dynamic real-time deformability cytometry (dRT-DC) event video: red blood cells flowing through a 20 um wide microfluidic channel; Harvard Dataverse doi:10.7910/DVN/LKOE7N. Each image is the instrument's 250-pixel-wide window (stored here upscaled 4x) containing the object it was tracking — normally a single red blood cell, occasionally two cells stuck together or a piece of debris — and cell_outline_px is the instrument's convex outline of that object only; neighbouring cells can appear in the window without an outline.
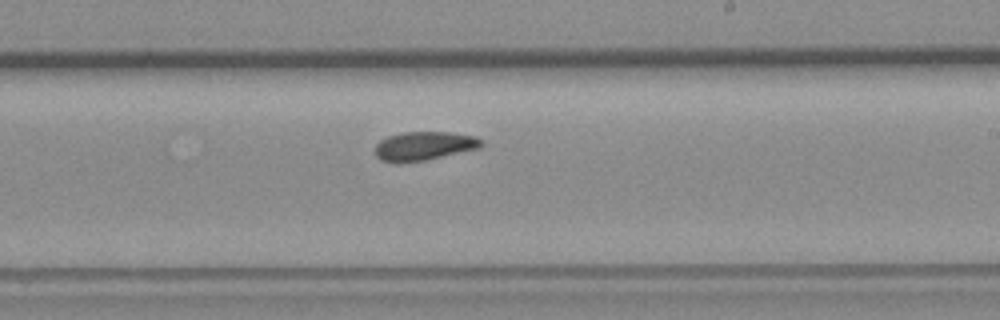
{"species": "common noctule bat (a hibernating species)", "species_latin": "Nyctalus noctula", "temperature_condition": "room temperature", "stored_images_in_passage": 8, "camera_frame_rate_fps": 3000, "um_per_image_px": 0.085, "animal": {"sex": "female", "body_mass_g": 19.3, "forearm_length_mm": 54.1}, "frame": {"image": 1, "passage_image": 8, "time_ms": 2.333, "image_size_px": [1000, 320], "cell_outline_px": [[484, 144], [480, 148], [424, 160], [396, 164], [380, 160], [376, 156], [376, 144], [380, 140], [388, 136], [404, 132], [448, 132], [476, 136], [484, 140]], "centroid_in_image_um": [36.05, 12.41], "position_along_channel_um": 253.0, "area_um2": 17.98}}